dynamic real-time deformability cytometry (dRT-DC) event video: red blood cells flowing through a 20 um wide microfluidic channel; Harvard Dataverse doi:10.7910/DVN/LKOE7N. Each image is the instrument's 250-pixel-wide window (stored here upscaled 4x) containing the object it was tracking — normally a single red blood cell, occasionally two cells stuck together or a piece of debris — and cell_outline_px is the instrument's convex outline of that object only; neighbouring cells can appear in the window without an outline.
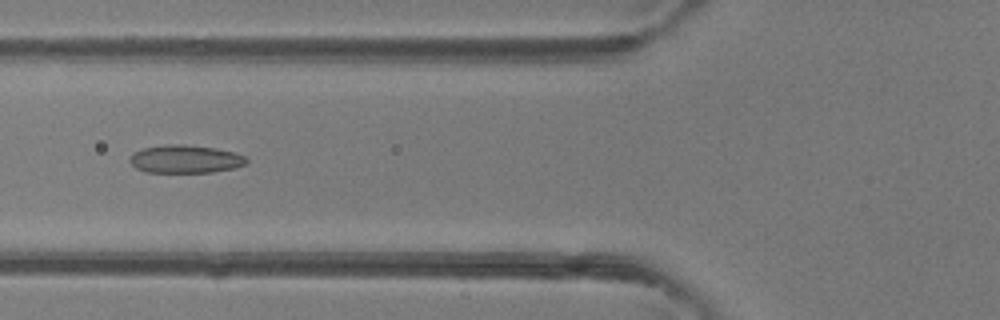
{"species": "common noctule bat (a hibernating species)", "species_latin": "Nyctalus noctula", "temperature_condition": "room temperature", "stored_images_in_passage": 46, "camera_frame_rate_fps": 3000, "um_per_image_px": 0.085, "animal": {"sex": "female"}, "frame": {"image": 1, "passage_image": 18, "time_ms": 5.667, "image_size_px": [1000, 320], "cell_outline_px": [[248, 160], [244, 164], [232, 168], [212, 172], [148, 172], [136, 168], [128, 160], [132, 152], [144, 148], [168, 144], [184, 144], [216, 148], [236, 152], [244, 156]], "centroid_in_image_um": [15.73, 13.51], "position_along_channel_um": 110.1, "area_um2": 19.02}}
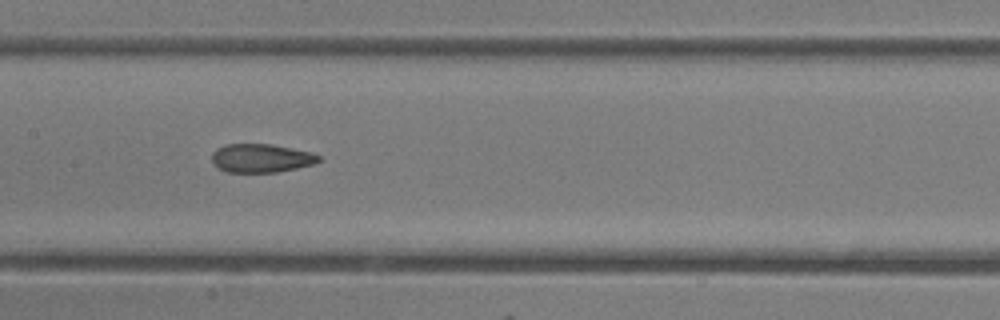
{"frame": {"image": 2, "passage_image": 23, "time_ms": 7.333, "image_size_px": [1000, 320], "cell_outline_px": [[320, 160], [316, 164], [276, 172], [228, 172], [216, 168], [212, 160], [212, 152], [216, 148], [228, 144], [272, 144], [312, 152], [320, 156]], "centroid_in_image_um": [22.2, 13.44], "position_along_channel_um": 185.2, "area_um2": 17.92}}
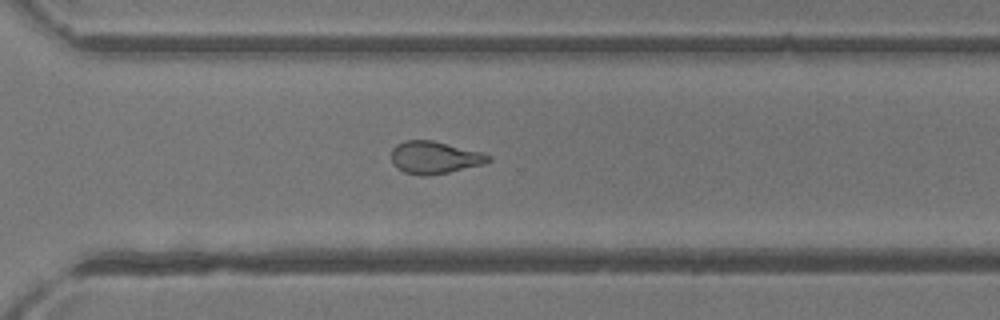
{"frame": {"image": 3, "passage_image": 33, "time_ms": 10.667, "image_size_px": [1000, 320], "cell_outline_px": [[492, 160], [480, 164], [448, 172], [428, 176], [420, 176], [404, 172], [396, 168], [392, 164], [392, 148], [396, 144], [408, 140], [432, 140], [480, 152], [492, 156]], "centroid_in_image_um": [36.88, 13.39], "position_along_channel_um": 333.7, "area_um2": 18.15}, "authors_computed_cell_mechanics": {"area_um2": 19.1607, "velocity_mm_per_s": 4.4754, "shape_relaxation_time_tau1_ms": null, "shape_relaxation_time_tau2_ms": 1.3407, "deformation_change_tau1": null, "deformation_change_tau2": 0.0903}}